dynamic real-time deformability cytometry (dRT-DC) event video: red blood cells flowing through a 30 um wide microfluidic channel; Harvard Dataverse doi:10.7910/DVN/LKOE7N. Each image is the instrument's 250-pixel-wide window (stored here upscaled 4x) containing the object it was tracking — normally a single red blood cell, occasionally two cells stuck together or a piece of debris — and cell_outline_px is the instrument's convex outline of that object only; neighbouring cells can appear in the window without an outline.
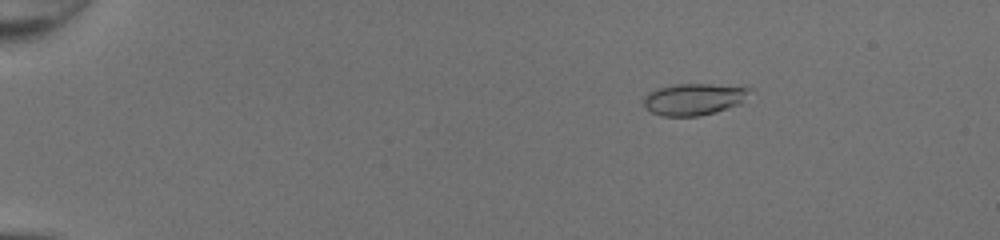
{"species": "common noctule bat (a hibernating species)", "species_latin": "Nyctalus noctula", "temperature_condition": "room temperature", "stored_images_in_passage": 50, "camera_frame_rate_fps": 3000, "um_per_image_px": 0.085, "animal": {"sex": "female", "body_mass_g": 20.0, "forearm_length_mm": 54.0}, "frame": {"image": 1, "passage_image": 9, "time_ms": 2.667, "image_size_px": [1000, 240], "cell_outline_px": [[752, 88], [744, 100], [740, 104], [716, 112], [700, 116], [660, 116], [652, 112], [644, 104], [644, 96], [648, 92], [656, 88], [676, 84], [712, 84]], "centroid_in_image_um": [58.97, 8.43], "position_along_channel_um": 26.0, "area_um2": 19.59}}
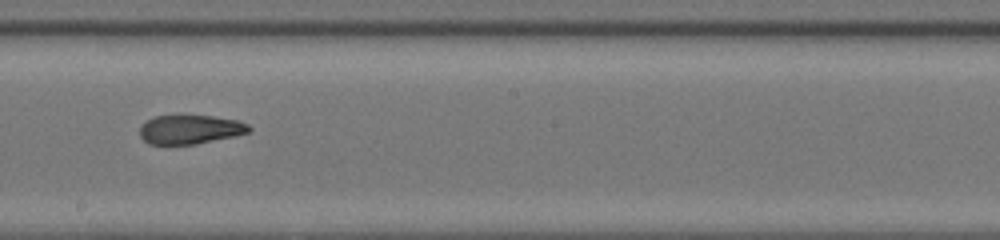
{"frame": {"image": 2, "passage_image": 31, "time_ms": 10.0, "image_size_px": [1000, 240], "cell_outline_px": [[252, 128], [248, 132], [236, 136], [196, 144], [148, 144], [140, 136], [140, 128], [148, 120], [156, 116], [180, 112], [212, 116], [236, 120], [248, 124]], "centroid_in_image_um": [16.16, 10.96], "position_along_channel_um": 232.0, "area_um2": 19.07}}
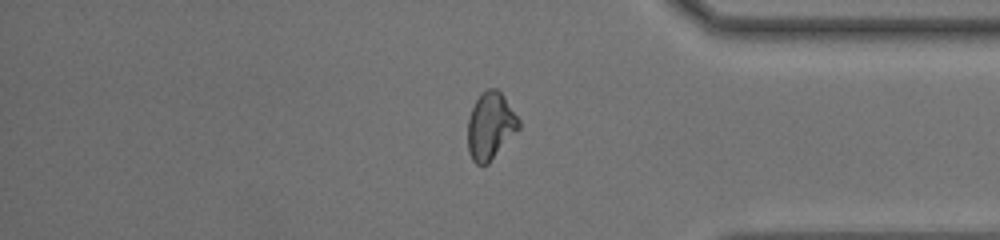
{"frame": {"image": 3, "passage_image": 43, "time_ms": 14.0, "image_size_px": [1000, 240], "cell_outline_px": [[520, 128], [488, 164], [476, 164], [472, 160], [468, 152], [468, 120], [472, 108], [480, 92], [488, 88], [496, 88], [504, 96], [520, 120]], "centroid_in_image_um": [41.69, 10.69], "position_along_channel_um": 393.5, "area_um2": 20.0}, "authors_computed_cell_mechanics": {"area_um2": 19.652, "velocity_mm_per_s": 4.3281, "shape_relaxation_time_tau1_ms": null, "shape_relaxation_time_tau2_ms": 1.6858, "deformation_change_tau1": null, "deformation_change_tau2": 0.0874}}